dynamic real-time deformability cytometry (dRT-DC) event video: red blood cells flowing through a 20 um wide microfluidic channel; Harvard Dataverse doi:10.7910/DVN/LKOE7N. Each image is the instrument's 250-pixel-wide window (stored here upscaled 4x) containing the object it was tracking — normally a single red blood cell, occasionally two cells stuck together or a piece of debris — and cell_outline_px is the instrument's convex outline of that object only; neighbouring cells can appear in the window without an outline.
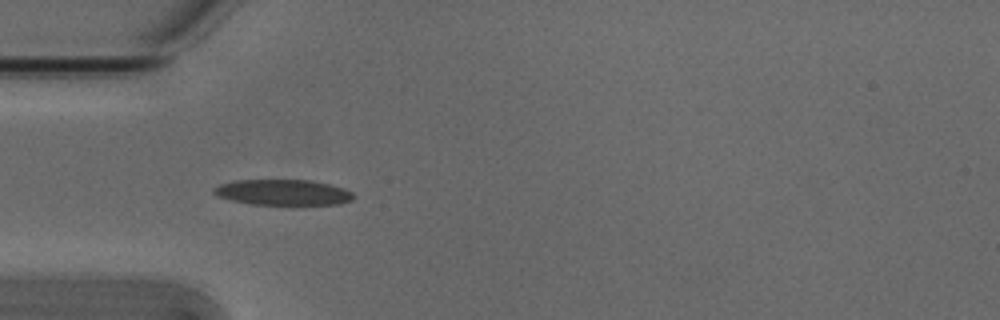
{"species": "Egyptian fruit bat (a non-hibernating species)", "species_latin": "Rousettus aegyptiacus", "temperature_condition": "cold", "stored_images_in_passage": 7, "camera_frame_rate_fps": 3000, "um_per_image_px": 0.085, "animal": {"sex": "male"}, "frame": {"image": 1, "passage_image": 3, "time_ms": 0.667, "image_size_px": [1000, 320], "cell_outline_px": [[356, 196], [352, 200], [340, 204], [292, 208], [252, 204], [232, 200], [216, 196], [212, 192], [212, 188], [220, 184], [236, 180], [312, 180], [344, 188], [352, 192]], "centroid_in_image_um": [24.11, 16.41], "position_along_channel_um": 60.9, "area_um2": 22.14}}
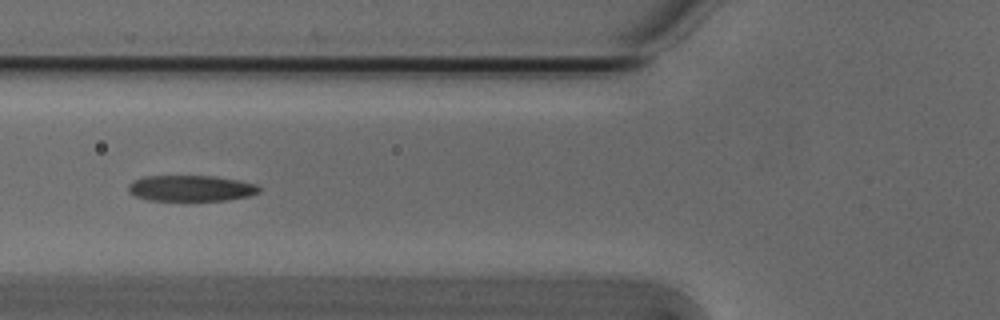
{"frame": {"image": 2, "passage_image": 4, "time_ms": 1.0, "image_size_px": [1000, 320], "cell_outline_px": [[260, 192], [248, 196], [224, 200], [148, 200], [136, 196], [128, 192], [128, 184], [132, 180], [144, 176], [216, 176], [240, 180], [260, 184]], "centroid_in_image_um": [16.24, 15.99], "position_along_channel_um": 109.6, "area_um2": 19.94}}
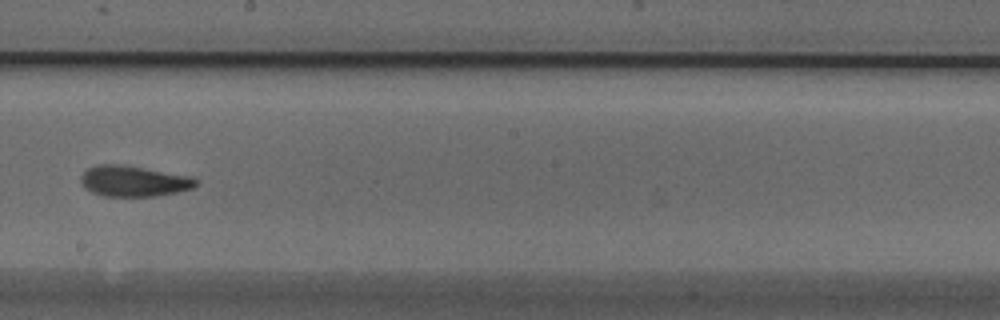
{"frame": {"image": 3, "passage_image": 7, "time_ms": 2.0, "image_size_px": [1000, 320], "cell_outline_px": [[196, 184], [192, 188], [176, 192], [156, 196], [104, 196], [92, 192], [84, 188], [80, 180], [80, 176], [88, 168], [100, 164], [124, 164], [192, 176], [196, 180]], "centroid_in_image_um": [11.34, 15.38], "position_along_channel_um": 236.9, "area_um2": 20.69}}